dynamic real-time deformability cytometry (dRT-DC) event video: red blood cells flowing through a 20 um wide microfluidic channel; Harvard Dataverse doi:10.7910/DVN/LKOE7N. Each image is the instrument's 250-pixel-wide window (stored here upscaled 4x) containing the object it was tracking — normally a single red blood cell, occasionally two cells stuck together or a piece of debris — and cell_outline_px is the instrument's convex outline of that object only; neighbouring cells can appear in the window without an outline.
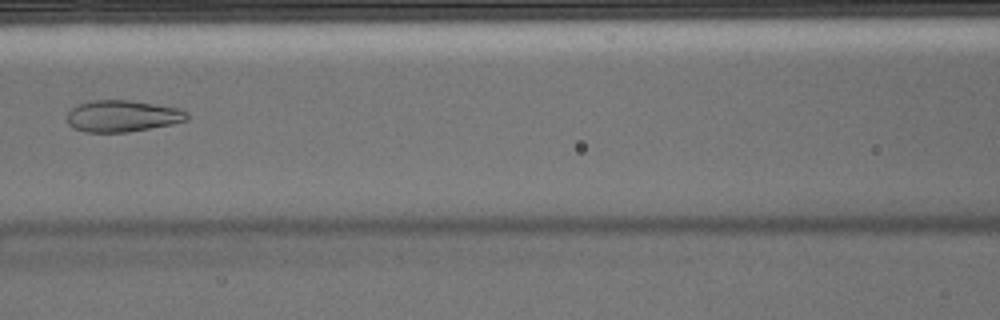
{"species": "Egyptian fruit bat (a non-hibernating species)", "species_latin": "Rousettus aegyptiacus", "temperature_condition": "warm", "stored_images_in_passage": 7, "camera_frame_rate_fps": 3000, "um_per_image_px": 0.085, "animal": {"sex": "male"}, "frame": {"image": 1, "passage_image": 6, "time_ms": 1.667, "image_size_px": [1000, 320], "cell_outline_px": [[188, 120], [172, 124], [128, 132], [84, 132], [72, 128], [68, 124], [68, 112], [76, 104], [92, 100], [128, 100], [176, 108], [188, 112]], "centroid_in_image_um": [10.36, 9.87], "position_along_channel_um": 156.2, "area_um2": 22.02}}